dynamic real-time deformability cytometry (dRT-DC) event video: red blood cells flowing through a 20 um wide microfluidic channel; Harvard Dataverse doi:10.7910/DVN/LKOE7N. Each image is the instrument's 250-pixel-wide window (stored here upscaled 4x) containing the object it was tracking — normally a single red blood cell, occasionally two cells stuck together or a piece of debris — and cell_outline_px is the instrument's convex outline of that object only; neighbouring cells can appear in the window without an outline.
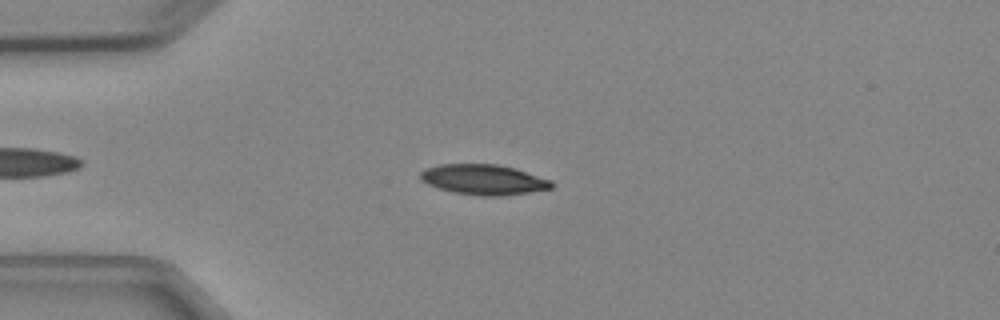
{"species": "Egyptian fruit bat (a non-hibernating species)", "species_latin": "Rousettus aegyptiacus", "temperature_condition": "cold", "stored_images_in_passage": 2, "camera_frame_rate_fps": 3000, "um_per_image_px": 0.085, "animal": {"sex": "female"}, "frame": {"image": 1, "passage_image": 2, "time_ms": 1.333, "image_size_px": [1000, 320], "cell_outline_px": [[552, 188], [504, 196], [480, 196], [456, 192], [440, 188], [428, 184], [420, 180], [420, 172], [424, 168], [440, 164], [496, 164], [516, 168], [552, 180]], "centroid_in_image_um": [41.11, 15.25], "position_along_channel_um": 43.9, "area_um2": 23.12}}